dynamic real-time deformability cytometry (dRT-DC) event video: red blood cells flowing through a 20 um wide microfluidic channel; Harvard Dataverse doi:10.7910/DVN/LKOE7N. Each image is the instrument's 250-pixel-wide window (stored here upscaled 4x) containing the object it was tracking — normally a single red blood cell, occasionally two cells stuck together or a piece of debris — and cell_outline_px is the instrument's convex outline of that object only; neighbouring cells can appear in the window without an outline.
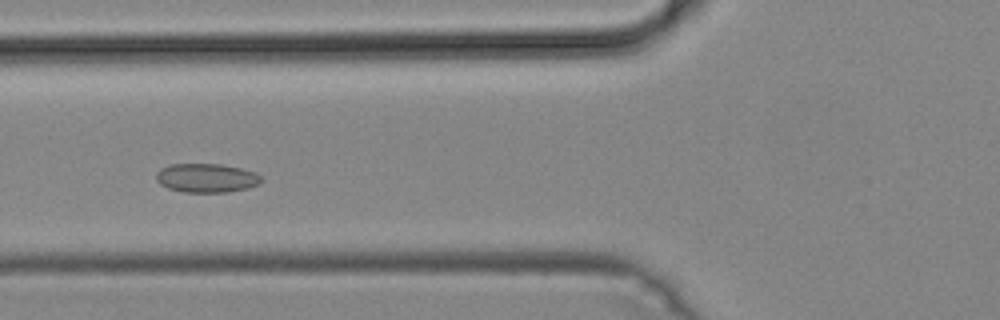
{"species": "common noctule bat (a hibernating species)", "species_latin": "Nyctalus noctula", "temperature_condition": "cold", "stored_images_in_passage": 49, "camera_frame_rate_fps": 3000, "um_per_image_px": 0.085, "animal": {"sex": "male", "body_mass_g": 19.2, "forearm_length_mm": 51.8}, "frame": {"image": 1, "passage_image": 17, "time_ms": 5.333, "image_size_px": [1000, 320], "cell_outline_px": [[264, 180], [260, 184], [248, 188], [228, 192], [184, 192], [168, 188], [160, 184], [156, 180], [156, 172], [160, 168], [168, 164], [220, 164], [240, 168], [256, 172], [264, 176]], "centroid_in_image_um": [17.59, 15.12], "position_along_channel_um": 108.2, "area_um2": 18.03}}
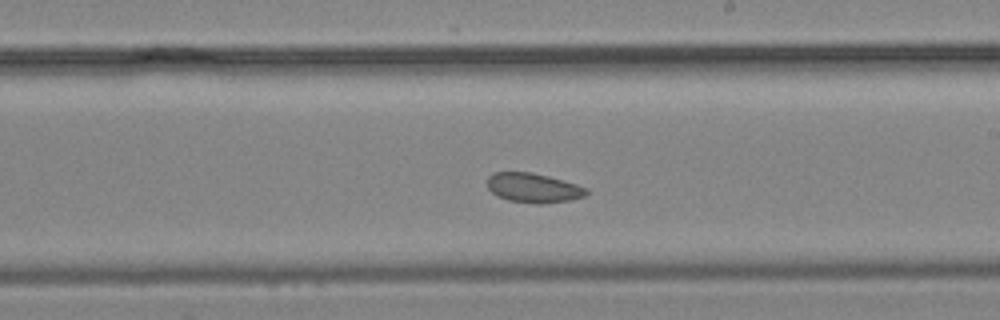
{"frame": {"image": 2, "passage_image": 27, "time_ms": 8.667, "image_size_px": [1000, 320], "cell_outline_px": [[588, 192], [584, 196], [568, 200], [540, 204], [536, 204], [508, 200], [496, 196], [488, 188], [488, 176], [492, 172], [532, 172], [548, 176], [576, 184], [588, 188]], "centroid_in_image_um": [45.31, 15.96], "position_along_channel_um": 243.7, "area_um2": 16.99}}
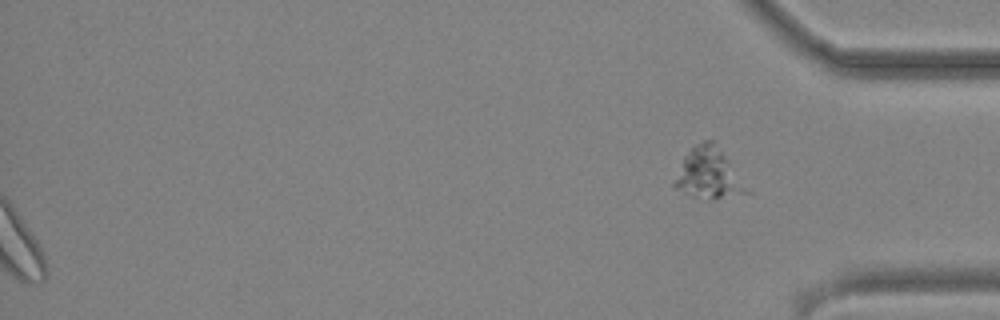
{"frame": {"image": 3, "passage_image": 49, "time_ms": 16.0, "image_size_px": [1000, 320], "cell_outline_px": [[732, 188], [728, 192], [720, 196], [688, 196], [676, 188], [672, 184], [684, 156], [696, 144], [704, 140], [716, 140], [728, 160]], "centroid_in_image_um": [59.85, 14.56], "position_along_channel_um": 375.3, "area_um2": 17.92}}